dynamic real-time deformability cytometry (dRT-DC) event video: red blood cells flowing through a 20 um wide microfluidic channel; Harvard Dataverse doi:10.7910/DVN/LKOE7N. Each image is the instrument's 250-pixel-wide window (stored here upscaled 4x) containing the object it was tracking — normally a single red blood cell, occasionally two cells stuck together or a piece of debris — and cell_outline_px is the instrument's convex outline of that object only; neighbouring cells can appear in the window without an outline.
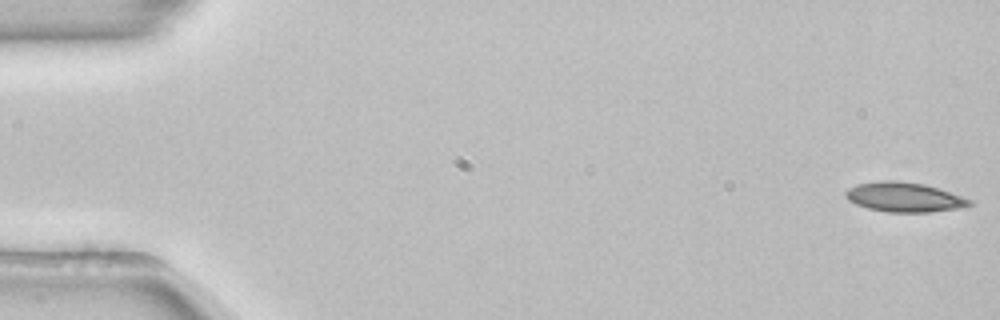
{"species": "common noctule bat (a hibernating species)", "species_latin": "Nyctalus noctula", "temperature_condition": "room temperature", "stored_images_in_passage": 14, "camera_frame_rate_fps": 3000, "um_per_image_px": 0.085, "animal": {"sex": "female", "body_mass_g": 22.7, "forearm_length_mm": 54.2}, "frame": {"image": 1, "passage_image": 1, "time_ms": 0.0, "image_size_px": [1000, 320], "cell_outline_px": [[972, 204], [960, 208], [928, 212], [888, 212], [868, 208], [856, 204], [848, 200], [844, 196], [844, 192], [848, 188], [860, 184], [880, 180], [896, 180], [924, 184], [972, 200]], "centroid_in_image_um": [76.81, 16.75], "position_along_channel_um": 8.2, "area_um2": 21.15}}